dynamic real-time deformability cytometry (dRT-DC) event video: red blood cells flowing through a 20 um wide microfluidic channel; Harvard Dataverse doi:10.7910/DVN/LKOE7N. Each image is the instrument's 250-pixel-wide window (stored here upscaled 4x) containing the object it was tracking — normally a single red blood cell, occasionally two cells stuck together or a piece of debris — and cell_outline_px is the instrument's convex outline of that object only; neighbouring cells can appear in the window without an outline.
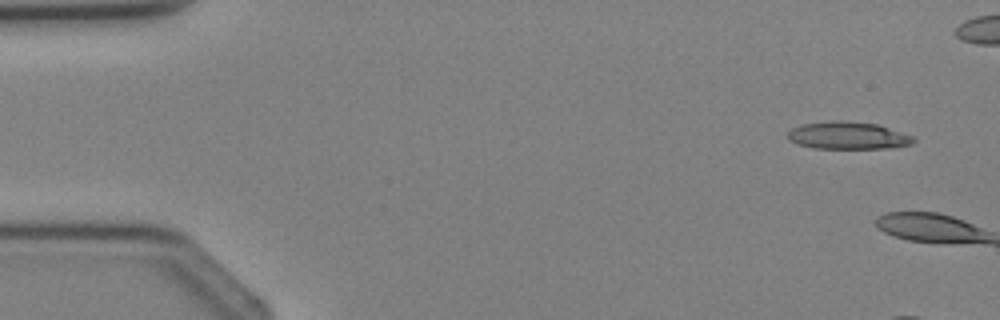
{"species": "Egyptian fruit bat (a non-hibernating species)", "species_latin": "Rousettus aegyptiacus", "temperature_condition": "cold", "stored_images_in_passage": 5, "segment_of_instrument_passage": [2, 2], "camera_frame_rate_fps": 3000, "um_per_image_px": 0.085, "animal": {"sex": "female"}, "frame": {"image": 1, "passage_image": 5, "time_ms": 4.667, "image_size_px": [1000, 320], "cell_outline_px": [[916, 140], [912, 144], [896, 148], [816, 148], [796, 144], [788, 140], [788, 132], [792, 128], [800, 124], [832, 120], [840, 120], [876, 124], [916, 136]], "centroid_in_image_um": [72.1, 11.52], "position_along_channel_um": 12.9, "area_um2": 20.35}}